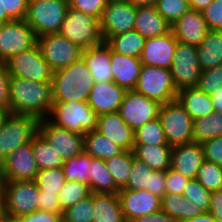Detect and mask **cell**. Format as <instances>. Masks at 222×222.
Listing matches in <instances>:
<instances>
[{
	"instance_id": "obj_1",
	"label": "cell",
	"mask_w": 222,
	"mask_h": 222,
	"mask_svg": "<svg viewBox=\"0 0 222 222\" xmlns=\"http://www.w3.org/2000/svg\"><path fill=\"white\" fill-rule=\"evenodd\" d=\"M10 113L48 118L52 106L51 82H36L19 77L10 78Z\"/></svg>"
},
{
	"instance_id": "obj_2",
	"label": "cell",
	"mask_w": 222,
	"mask_h": 222,
	"mask_svg": "<svg viewBox=\"0 0 222 222\" xmlns=\"http://www.w3.org/2000/svg\"><path fill=\"white\" fill-rule=\"evenodd\" d=\"M94 83L83 58L54 71L51 82L53 103L88 101Z\"/></svg>"
},
{
	"instance_id": "obj_3",
	"label": "cell",
	"mask_w": 222,
	"mask_h": 222,
	"mask_svg": "<svg viewBox=\"0 0 222 222\" xmlns=\"http://www.w3.org/2000/svg\"><path fill=\"white\" fill-rule=\"evenodd\" d=\"M48 119L55 125L70 132L85 134L97 130L98 115L87 101L53 103Z\"/></svg>"
},
{
	"instance_id": "obj_4",
	"label": "cell",
	"mask_w": 222,
	"mask_h": 222,
	"mask_svg": "<svg viewBox=\"0 0 222 222\" xmlns=\"http://www.w3.org/2000/svg\"><path fill=\"white\" fill-rule=\"evenodd\" d=\"M69 8V0H29L25 18L36 36L58 33Z\"/></svg>"
},
{
	"instance_id": "obj_5",
	"label": "cell",
	"mask_w": 222,
	"mask_h": 222,
	"mask_svg": "<svg viewBox=\"0 0 222 222\" xmlns=\"http://www.w3.org/2000/svg\"><path fill=\"white\" fill-rule=\"evenodd\" d=\"M40 120L9 113L0 126V162L18 147L32 142L39 133Z\"/></svg>"
},
{
	"instance_id": "obj_6",
	"label": "cell",
	"mask_w": 222,
	"mask_h": 222,
	"mask_svg": "<svg viewBox=\"0 0 222 222\" xmlns=\"http://www.w3.org/2000/svg\"><path fill=\"white\" fill-rule=\"evenodd\" d=\"M58 33L83 50L105 42L99 19L70 7Z\"/></svg>"
},
{
	"instance_id": "obj_7",
	"label": "cell",
	"mask_w": 222,
	"mask_h": 222,
	"mask_svg": "<svg viewBox=\"0 0 222 222\" xmlns=\"http://www.w3.org/2000/svg\"><path fill=\"white\" fill-rule=\"evenodd\" d=\"M158 118L169 146L193 142V119L177 99L161 105Z\"/></svg>"
},
{
	"instance_id": "obj_8",
	"label": "cell",
	"mask_w": 222,
	"mask_h": 222,
	"mask_svg": "<svg viewBox=\"0 0 222 222\" xmlns=\"http://www.w3.org/2000/svg\"><path fill=\"white\" fill-rule=\"evenodd\" d=\"M134 90L162 105L176 100L178 92L170 69L147 65H142Z\"/></svg>"
},
{
	"instance_id": "obj_9",
	"label": "cell",
	"mask_w": 222,
	"mask_h": 222,
	"mask_svg": "<svg viewBox=\"0 0 222 222\" xmlns=\"http://www.w3.org/2000/svg\"><path fill=\"white\" fill-rule=\"evenodd\" d=\"M4 212L20 217L38 210L39 188L35 180L2 181Z\"/></svg>"
},
{
	"instance_id": "obj_10",
	"label": "cell",
	"mask_w": 222,
	"mask_h": 222,
	"mask_svg": "<svg viewBox=\"0 0 222 222\" xmlns=\"http://www.w3.org/2000/svg\"><path fill=\"white\" fill-rule=\"evenodd\" d=\"M5 64L10 77L36 82H52L54 71L44 60L38 44L11 56Z\"/></svg>"
},
{
	"instance_id": "obj_11",
	"label": "cell",
	"mask_w": 222,
	"mask_h": 222,
	"mask_svg": "<svg viewBox=\"0 0 222 222\" xmlns=\"http://www.w3.org/2000/svg\"><path fill=\"white\" fill-rule=\"evenodd\" d=\"M44 60L53 71L65 68L82 58L83 49L59 33H49L37 38Z\"/></svg>"
},
{
	"instance_id": "obj_12",
	"label": "cell",
	"mask_w": 222,
	"mask_h": 222,
	"mask_svg": "<svg viewBox=\"0 0 222 222\" xmlns=\"http://www.w3.org/2000/svg\"><path fill=\"white\" fill-rule=\"evenodd\" d=\"M161 105L135 90H127L118 113L126 121L129 127L135 131L145 123L159 116Z\"/></svg>"
},
{
	"instance_id": "obj_13",
	"label": "cell",
	"mask_w": 222,
	"mask_h": 222,
	"mask_svg": "<svg viewBox=\"0 0 222 222\" xmlns=\"http://www.w3.org/2000/svg\"><path fill=\"white\" fill-rule=\"evenodd\" d=\"M37 36L24 20H12L0 31V61L28 50L37 44Z\"/></svg>"
},
{
	"instance_id": "obj_14",
	"label": "cell",
	"mask_w": 222,
	"mask_h": 222,
	"mask_svg": "<svg viewBox=\"0 0 222 222\" xmlns=\"http://www.w3.org/2000/svg\"><path fill=\"white\" fill-rule=\"evenodd\" d=\"M170 70L177 90L195 87L201 74L197 47L177 42Z\"/></svg>"
},
{
	"instance_id": "obj_15",
	"label": "cell",
	"mask_w": 222,
	"mask_h": 222,
	"mask_svg": "<svg viewBox=\"0 0 222 222\" xmlns=\"http://www.w3.org/2000/svg\"><path fill=\"white\" fill-rule=\"evenodd\" d=\"M39 133L64 161L84 152V134L70 132L53 124L48 118L40 120Z\"/></svg>"
},
{
	"instance_id": "obj_16",
	"label": "cell",
	"mask_w": 222,
	"mask_h": 222,
	"mask_svg": "<svg viewBox=\"0 0 222 222\" xmlns=\"http://www.w3.org/2000/svg\"><path fill=\"white\" fill-rule=\"evenodd\" d=\"M135 19L136 7L129 2L107 3L99 19L104 41L134 30Z\"/></svg>"
},
{
	"instance_id": "obj_17",
	"label": "cell",
	"mask_w": 222,
	"mask_h": 222,
	"mask_svg": "<svg viewBox=\"0 0 222 222\" xmlns=\"http://www.w3.org/2000/svg\"><path fill=\"white\" fill-rule=\"evenodd\" d=\"M37 173L32 142L18 147L1 163L2 181L35 180Z\"/></svg>"
},
{
	"instance_id": "obj_18",
	"label": "cell",
	"mask_w": 222,
	"mask_h": 222,
	"mask_svg": "<svg viewBox=\"0 0 222 222\" xmlns=\"http://www.w3.org/2000/svg\"><path fill=\"white\" fill-rule=\"evenodd\" d=\"M177 42L171 31L161 36L145 39L140 55L142 65L171 69Z\"/></svg>"
},
{
	"instance_id": "obj_19",
	"label": "cell",
	"mask_w": 222,
	"mask_h": 222,
	"mask_svg": "<svg viewBox=\"0 0 222 222\" xmlns=\"http://www.w3.org/2000/svg\"><path fill=\"white\" fill-rule=\"evenodd\" d=\"M118 195L126 222L161 210V198L146 189H121Z\"/></svg>"
},
{
	"instance_id": "obj_20",
	"label": "cell",
	"mask_w": 222,
	"mask_h": 222,
	"mask_svg": "<svg viewBox=\"0 0 222 222\" xmlns=\"http://www.w3.org/2000/svg\"><path fill=\"white\" fill-rule=\"evenodd\" d=\"M125 92L113 81L95 82L87 102L98 116L115 113L121 106Z\"/></svg>"
},
{
	"instance_id": "obj_21",
	"label": "cell",
	"mask_w": 222,
	"mask_h": 222,
	"mask_svg": "<svg viewBox=\"0 0 222 222\" xmlns=\"http://www.w3.org/2000/svg\"><path fill=\"white\" fill-rule=\"evenodd\" d=\"M209 28L202 13L190 9L171 25V32L181 43L198 46L206 37Z\"/></svg>"
},
{
	"instance_id": "obj_22",
	"label": "cell",
	"mask_w": 222,
	"mask_h": 222,
	"mask_svg": "<svg viewBox=\"0 0 222 222\" xmlns=\"http://www.w3.org/2000/svg\"><path fill=\"white\" fill-rule=\"evenodd\" d=\"M204 161V152L200 143L192 142L172 147L170 168L189 179H195Z\"/></svg>"
},
{
	"instance_id": "obj_23",
	"label": "cell",
	"mask_w": 222,
	"mask_h": 222,
	"mask_svg": "<svg viewBox=\"0 0 222 222\" xmlns=\"http://www.w3.org/2000/svg\"><path fill=\"white\" fill-rule=\"evenodd\" d=\"M97 131L109 138L123 151H132L134 131L118 112L98 116Z\"/></svg>"
},
{
	"instance_id": "obj_24",
	"label": "cell",
	"mask_w": 222,
	"mask_h": 222,
	"mask_svg": "<svg viewBox=\"0 0 222 222\" xmlns=\"http://www.w3.org/2000/svg\"><path fill=\"white\" fill-rule=\"evenodd\" d=\"M112 81L127 90H134L140 76L142 62L140 58L121 55L111 50Z\"/></svg>"
},
{
	"instance_id": "obj_25",
	"label": "cell",
	"mask_w": 222,
	"mask_h": 222,
	"mask_svg": "<svg viewBox=\"0 0 222 222\" xmlns=\"http://www.w3.org/2000/svg\"><path fill=\"white\" fill-rule=\"evenodd\" d=\"M134 30L147 39L170 32L171 25L158 13L155 6L136 7Z\"/></svg>"
},
{
	"instance_id": "obj_26",
	"label": "cell",
	"mask_w": 222,
	"mask_h": 222,
	"mask_svg": "<svg viewBox=\"0 0 222 222\" xmlns=\"http://www.w3.org/2000/svg\"><path fill=\"white\" fill-rule=\"evenodd\" d=\"M82 58L86 62L94 82L112 81L110 47L105 42L84 49Z\"/></svg>"
},
{
	"instance_id": "obj_27",
	"label": "cell",
	"mask_w": 222,
	"mask_h": 222,
	"mask_svg": "<svg viewBox=\"0 0 222 222\" xmlns=\"http://www.w3.org/2000/svg\"><path fill=\"white\" fill-rule=\"evenodd\" d=\"M176 99L191 115L193 120L205 117L214 112L210 95L196 87H186L178 90Z\"/></svg>"
},
{
	"instance_id": "obj_28",
	"label": "cell",
	"mask_w": 222,
	"mask_h": 222,
	"mask_svg": "<svg viewBox=\"0 0 222 222\" xmlns=\"http://www.w3.org/2000/svg\"><path fill=\"white\" fill-rule=\"evenodd\" d=\"M93 208V222H126L118 193H93Z\"/></svg>"
},
{
	"instance_id": "obj_29",
	"label": "cell",
	"mask_w": 222,
	"mask_h": 222,
	"mask_svg": "<svg viewBox=\"0 0 222 222\" xmlns=\"http://www.w3.org/2000/svg\"><path fill=\"white\" fill-rule=\"evenodd\" d=\"M171 150L169 145L134 144L132 153L151 169L166 171L170 168Z\"/></svg>"
},
{
	"instance_id": "obj_30",
	"label": "cell",
	"mask_w": 222,
	"mask_h": 222,
	"mask_svg": "<svg viewBox=\"0 0 222 222\" xmlns=\"http://www.w3.org/2000/svg\"><path fill=\"white\" fill-rule=\"evenodd\" d=\"M197 52L201 71L222 64V31L209 30Z\"/></svg>"
},
{
	"instance_id": "obj_31",
	"label": "cell",
	"mask_w": 222,
	"mask_h": 222,
	"mask_svg": "<svg viewBox=\"0 0 222 222\" xmlns=\"http://www.w3.org/2000/svg\"><path fill=\"white\" fill-rule=\"evenodd\" d=\"M161 210L176 222H187L204 212L200 207L195 206L193 201L177 194H165L161 198Z\"/></svg>"
},
{
	"instance_id": "obj_32",
	"label": "cell",
	"mask_w": 222,
	"mask_h": 222,
	"mask_svg": "<svg viewBox=\"0 0 222 222\" xmlns=\"http://www.w3.org/2000/svg\"><path fill=\"white\" fill-rule=\"evenodd\" d=\"M88 186L92 193L117 194L120 191L106 168L105 160L100 158L92 157Z\"/></svg>"
},
{
	"instance_id": "obj_33",
	"label": "cell",
	"mask_w": 222,
	"mask_h": 222,
	"mask_svg": "<svg viewBox=\"0 0 222 222\" xmlns=\"http://www.w3.org/2000/svg\"><path fill=\"white\" fill-rule=\"evenodd\" d=\"M122 149L97 130L84 134V152L93 158L108 160Z\"/></svg>"
},
{
	"instance_id": "obj_34",
	"label": "cell",
	"mask_w": 222,
	"mask_h": 222,
	"mask_svg": "<svg viewBox=\"0 0 222 222\" xmlns=\"http://www.w3.org/2000/svg\"><path fill=\"white\" fill-rule=\"evenodd\" d=\"M105 43L118 54L140 58L145 38L135 30H131L111 36Z\"/></svg>"
},
{
	"instance_id": "obj_35",
	"label": "cell",
	"mask_w": 222,
	"mask_h": 222,
	"mask_svg": "<svg viewBox=\"0 0 222 222\" xmlns=\"http://www.w3.org/2000/svg\"><path fill=\"white\" fill-rule=\"evenodd\" d=\"M32 150L38 170L63 167L62 157L40 133L32 141Z\"/></svg>"
},
{
	"instance_id": "obj_36",
	"label": "cell",
	"mask_w": 222,
	"mask_h": 222,
	"mask_svg": "<svg viewBox=\"0 0 222 222\" xmlns=\"http://www.w3.org/2000/svg\"><path fill=\"white\" fill-rule=\"evenodd\" d=\"M218 136H222V112L193 120V142L201 144Z\"/></svg>"
},
{
	"instance_id": "obj_37",
	"label": "cell",
	"mask_w": 222,
	"mask_h": 222,
	"mask_svg": "<svg viewBox=\"0 0 222 222\" xmlns=\"http://www.w3.org/2000/svg\"><path fill=\"white\" fill-rule=\"evenodd\" d=\"M106 168L111 173L115 185L121 190L123 189L130 175V169L133 164L132 151H121L119 154L113 155L110 159L105 160Z\"/></svg>"
},
{
	"instance_id": "obj_38",
	"label": "cell",
	"mask_w": 222,
	"mask_h": 222,
	"mask_svg": "<svg viewBox=\"0 0 222 222\" xmlns=\"http://www.w3.org/2000/svg\"><path fill=\"white\" fill-rule=\"evenodd\" d=\"M92 156L85 152L64 161L63 171L67 181H77L88 184L90 181Z\"/></svg>"
},
{
	"instance_id": "obj_39",
	"label": "cell",
	"mask_w": 222,
	"mask_h": 222,
	"mask_svg": "<svg viewBox=\"0 0 222 222\" xmlns=\"http://www.w3.org/2000/svg\"><path fill=\"white\" fill-rule=\"evenodd\" d=\"M91 194L88 184L77 181H66L58 192V200L61 211L64 212L80 200Z\"/></svg>"
},
{
	"instance_id": "obj_40",
	"label": "cell",
	"mask_w": 222,
	"mask_h": 222,
	"mask_svg": "<svg viewBox=\"0 0 222 222\" xmlns=\"http://www.w3.org/2000/svg\"><path fill=\"white\" fill-rule=\"evenodd\" d=\"M130 170L128 182L123 189H129L131 191L151 189L152 173L155 170L151 169L143 161L134 157V154L133 164Z\"/></svg>"
},
{
	"instance_id": "obj_41",
	"label": "cell",
	"mask_w": 222,
	"mask_h": 222,
	"mask_svg": "<svg viewBox=\"0 0 222 222\" xmlns=\"http://www.w3.org/2000/svg\"><path fill=\"white\" fill-rule=\"evenodd\" d=\"M134 144L168 145L158 117L134 131Z\"/></svg>"
},
{
	"instance_id": "obj_42",
	"label": "cell",
	"mask_w": 222,
	"mask_h": 222,
	"mask_svg": "<svg viewBox=\"0 0 222 222\" xmlns=\"http://www.w3.org/2000/svg\"><path fill=\"white\" fill-rule=\"evenodd\" d=\"M62 167L38 170L35 182L39 191L58 193L66 183Z\"/></svg>"
},
{
	"instance_id": "obj_43",
	"label": "cell",
	"mask_w": 222,
	"mask_h": 222,
	"mask_svg": "<svg viewBox=\"0 0 222 222\" xmlns=\"http://www.w3.org/2000/svg\"><path fill=\"white\" fill-rule=\"evenodd\" d=\"M93 193L62 213V222H93Z\"/></svg>"
},
{
	"instance_id": "obj_44",
	"label": "cell",
	"mask_w": 222,
	"mask_h": 222,
	"mask_svg": "<svg viewBox=\"0 0 222 222\" xmlns=\"http://www.w3.org/2000/svg\"><path fill=\"white\" fill-rule=\"evenodd\" d=\"M195 179L208 191L220 189L222 183V166L204 161L199 168Z\"/></svg>"
},
{
	"instance_id": "obj_45",
	"label": "cell",
	"mask_w": 222,
	"mask_h": 222,
	"mask_svg": "<svg viewBox=\"0 0 222 222\" xmlns=\"http://www.w3.org/2000/svg\"><path fill=\"white\" fill-rule=\"evenodd\" d=\"M155 8L170 25L191 9L188 0H157Z\"/></svg>"
},
{
	"instance_id": "obj_46",
	"label": "cell",
	"mask_w": 222,
	"mask_h": 222,
	"mask_svg": "<svg viewBox=\"0 0 222 222\" xmlns=\"http://www.w3.org/2000/svg\"><path fill=\"white\" fill-rule=\"evenodd\" d=\"M202 92L212 95L222 92V64L214 68L201 71L195 86Z\"/></svg>"
},
{
	"instance_id": "obj_47",
	"label": "cell",
	"mask_w": 222,
	"mask_h": 222,
	"mask_svg": "<svg viewBox=\"0 0 222 222\" xmlns=\"http://www.w3.org/2000/svg\"><path fill=\"white\" fill-rule=\"evenodd\" d=\"M182 195L204 212H209L211 192L206 190L196 179H189Z\"/></svg>"
},
{
	"instance_id": "obj_48",
	"label": "cell",
	"mask_w": 222,
	"mask_h": 222,
	"mask_svg": "<svg viewBox=\"0 0 222 222\" xmlns=\"http://www.w3.org/2000/svg\"><path fill=\"white\" fill-rule=\"evenodd\" d=\"M29 0H0V21L24 20Z\"/></svg>"
},
{
	"instance_id": "obj_49",
	"label": "cell",
	"mask_w": 222,
	"mask_h": 222,
	"mask_svg": "<svg viewBox=\"0 0 222 222\" xmlns=\"http://www.w3.org/2000/svg\"><path fill=\"white\" fill-rule=\"evenodd\" d=\"M106 0H69V7L100 19Z\"/></svg>"
},
{
	"instance_id": "obj_50",
	"label": "cell",
	"mask_w": 222,
	"mask_h": 222,
	"mask_svg": "<svg viewBox=\"0 0 222 222\" xmlns=\"http://www.w3.org/2000/svg\"><path fill=\"white\" fill-rule=\"evenodd\" d=\"M201 13L209 30L222 31V0H213Z\"/></svg>"
},
{
	"instance_id": "obj_51",
	"label": "cell",
	"mask_w": 222,
	"mask_h": 222,
	"mask_svg": "<svg viewBox=\"0 0 222 222\" xmlns=\"http://www.w3.org/2000/svg\"><path fill=\"white\" fill-rule=\"evenodd\" d=\"M201 145L204 152V159L222 166V136L206 140Z\"/></svg>"
},
{
	"instance_id": "obj_52",
	"label": "cell",
	"mask_w": 222,
	"mask_h": 222,
	"mask_svg": "<svg viewBox=\"0 0 222 222\" xmlns=\"http://www.w3.org/2000/svg\"><path fill=\"white\" fill-rule=\"evenodd\" d=\"M188 180L189 178L169 168L168 170H166L165 194L182 195L184 187L186 186Z\"/></svg>"
},
{
	"instance_id": "obj_53",
	"label": "cell",
	"mask_w": 222,
	"mask_h": 222,
	"mask_svg": "<svg viewBox=\"0 0 222 222\" xmlns=\"http://www.w3.org/2000/svg\"><path fill=\"white\" fill-rule=\"evenodd\" d=\"M10 75L4 61H0V107L10 113Z\"/></svg>"
},
{
	"instance_id": "obj_54",
	"label": "cell",
	"mask_w": 222,
	"mask_h": 222,
	"mask_svg": "<svg viewBox=\"0 0 222 222\" xmlns=\"http://www.w3.org/2000/svg\"><path fill=\"white\" fill-rule=\"evenodd\" d=\"M38 210L62 214L59 206L58 193L39 191Z\"/></svg>"
},
{
	"instance_id": "obj_55",
	"label": "cell",
	"mask_w": 222,
	"mask_h": 222,
	"mask_svg": "<svg viewBox=\"0 0 222 222\" xmlns=\"http://www.w3.org/2000/svg\"><path fill=\"white\" fill-rule=\"evenodd\" d=\"M21 222H62V214L37 210L19 217Z\"/></svg>"
},
{
	"instance_id": "obj_56",
	"label": "cell",
	"mask_w": 222,
	"mask_h": 222,
	"mask_svg": "<svg viewBox=\"0 0 222 222\" xmlns=\"http://www.w3.org/2000/svg\"><path fill=\"white\" fill-rule=\"evenodd\" d=\"M166 179V171H158L155 170L152 173V182H151V189H147L152 194L162 198L165 195V184Z\"/></svg>"
},
{
	"instance_id": "obj_57",
	"label": "cell",
	"mask_w": 222,
	"mask_h": 222,
	"mask_svg": "<svg viewBox=\"0 0 222 222\" xmlns=\"http://www.w3.org/2000/svg\"><path fill=\"white\" fill-rule=\"evenodd\" d=\"M209 213L216 222H222V192L220 190L211 192Z\"/></svg>"
},
{
	"instance_id": "obj_58",
	"label": "cell",
	"mask_w": 222,
	"mask_h": 222,
	"mask_svg": "<svg viewBox=\"0 0 222 222\" xmlns=\"http://www.w3.org/2000/svg\"><path fill=\"white\" fill-rule=\"evenodd\" d=\"M129 222H176V221L173 218H171L168 214H166L163 210H159L149 215H143Z\"/></svg>"
},
{
	"instance_id": "obj_59",
	"label": "cell",
	"mask_w": 222,
	"mask_h": 222,
	"mask_svg": "<svg viewBox=\"0 0 222 222\" xmlns=\"http://www.w3.org/2000/svg\"><path fill=\"white\" fill-rule=\"evenodd\" d=\"M191 9L201 12L208 7L213 0H188Z\"/></svg>"
},
{
	"instance_id": "obj_60",
	"label": "cell",
	"mask_w": 222,
	"mask_h": 222,
	"mask_svg": "<svg viewBox=\"0 0 222 222\" xmlns=\"http://www.w3.org/2000/svg\"><path fill=\"white\" fill-rule=\"evenodd\" d=\"M215 112H222V92L210 95Z\"/></svg>"
},
{
	"instance_id": "obj_61",
	"label": "cell",
	"mask_w": 222,
	"mask_h": 222,
	"mask_svg": "<svg viewBox=\"0 0 222 222\" xmlns=\"http://www.w3.org/2000/svg\"><path fill=\"white\" fill-rule=\"evenodd\" d=\"M187 222H216L209 212H203L198 216L188 220Z\"/></svg>"
},
{
	"instance_id": "obj_62",
	"label": "cell",
	"mask_w": 222,
	"mask_h": 222,
	"mask_svg": "<svg viewBox=\"0 0 222 222\" xmlns=\"http://www.w3.org/2000/svg\"><path fill=\"white\" fill-rule=\"evenodd\" d=\"M130 4L135 7H147V6H155L157 0H127Z\"/></svg>"
},
{
	"instance_id": "obj_63",
	"label": "cell",
	"mask_w": 222,
	"mask_h": 222,
	"mask_svg": "<svg viewBox=\"0 0 222 222\" xmlns=\"http://www.w3.org/2000/svg\"><path fill=\"white\" fill-rule=\"evenodd\" d=\"M3 222H21L19 217L4 214Z\"/></svg>"
},
{
	"instance_id": "obj_64",
	"label": "cell",
	"mask_w": 222,
	"mask_h": 222,
	"mask_svg": "<svg viewBox=\"0 0 222 222\" xmlns=\"http://www.w3.org/2000/svg\"><path fill=\"white\" fill-rule=\"evenodd\" d=\"M4 212V200H3V193L0 188V218H3Z\"/></svg>"
},
{
	"instance_id": "obj_65",
	"label": "cell",
	"mask_w": 222,
	"mask_h": 222,
	"mask_svg": "<svg viewBox=\"0 0 222 222\" xmlns=\"http://www.w3.org/2000/svg\"><path fill=\"white\" fill-rule=\"evenodd\" d=\"M9 114V111L5 110L4 108L0 107V126L2 125L4 119Z\"/></svg>"
},
{
	"instance_id": "obj_66",
	"label": "cell",
	"mask_w": 222,
	"mask_h": 222,
	"mask_svg": "<svg viewBox=\"0 0 222 222\" xmlns=\"http://www.w3.org/2000/svg\"><path fill=\"white\" fill-rule=\"evenodd\" d=\"M107 3L127 2V0H106Z\"/></svg>"
},
{
	"instance_id": "obj_67",
	"label": "cell",
	"mask_w": 222,
	"mask_h": 222,
	"mask_svg": "<svg viewBox=\"0 0 222 222\" xmlns=\"http://www.w3.org/2000/svg\"><path fill=\"white\" fill-rule=\"evenodd\" d=\"M4 24H5L4 22H1V21H0V31L2 30Z\"/></svg>"
},
{
	"instance_id": "obj_68",
	"label": "cell",
	"mask_w": 222,
	"mask_h": 222,
	"mask_svg": "<svg viewBox=\"0 0 222 222\" xmlns=\"http://www.w3.org/2000/svg\"><path fill=\"white\" fill-rule=\"evenodd\" d=\"M0 179H2V175H1V162H0Z\"/></svg>"
}]
</instances>
